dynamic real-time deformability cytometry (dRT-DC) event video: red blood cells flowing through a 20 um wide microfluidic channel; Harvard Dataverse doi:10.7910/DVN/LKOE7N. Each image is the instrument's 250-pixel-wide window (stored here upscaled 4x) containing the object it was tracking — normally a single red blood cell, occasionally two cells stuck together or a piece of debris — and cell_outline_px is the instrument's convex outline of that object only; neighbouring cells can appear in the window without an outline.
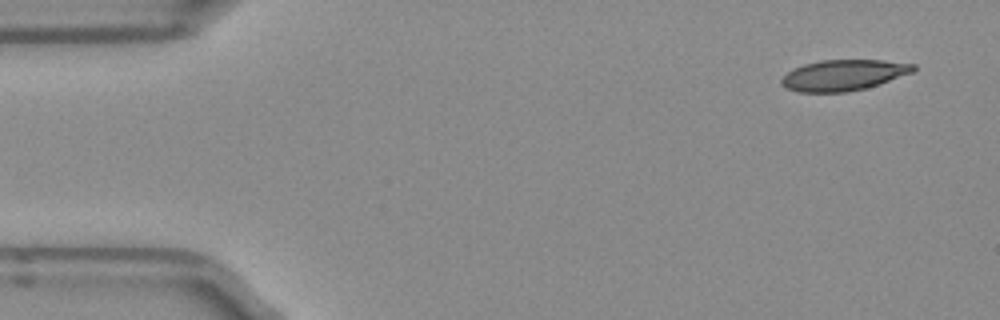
{"species": "Egyptian fruit bat (a non-hibernating species)", "species_latin": "Rousettus aegyptiacus", "temperature_condition": "room temperature", "stored_images_in_passage": 5, "segment_of_instrument_passage": [1, 2], "camera_frame_rate_fps": 3000, "um_per_image_px": 0.085, "frame": {"image": 1, "passage_image": 1, "time_ms": 0.0, "image_size_px": [1000, 320], "cell_outline_px": [[916, 68], [912, 72], [864, 88], [848, 92], [796, 92], [784, 88], [780, 84], [780, 80], [792, 68], [804, 64], [820, 60], [880, 60], [916, 64]], "centroid_in_image_um": [71.62, 6.38], "position_along_channel_um": 13.4, "area_um2": 23.58}}
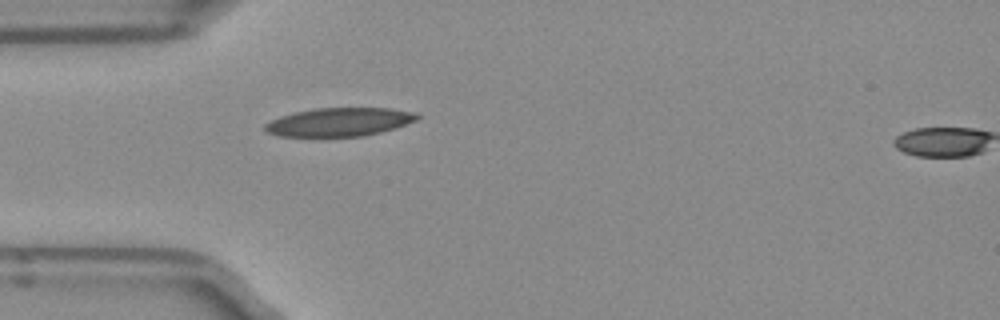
{"frame": {"image": 2, "passage_image": 4, "time_ms": 1.0, "image_size_px": [1000, 320], "cell_outline_px": [[420, 116], [416, 120], [396, 128], [380, 132], [360, 136], [280, 136], [268, 132], [264, 128], [264, 124], [280, 116], [296, 112], [316, 108], [388, 108], [416, 112]], "centroid_in_image_um": [28.87, 10.36], "position_along_channel_um": 56.1, "area_um2": 25.03}}